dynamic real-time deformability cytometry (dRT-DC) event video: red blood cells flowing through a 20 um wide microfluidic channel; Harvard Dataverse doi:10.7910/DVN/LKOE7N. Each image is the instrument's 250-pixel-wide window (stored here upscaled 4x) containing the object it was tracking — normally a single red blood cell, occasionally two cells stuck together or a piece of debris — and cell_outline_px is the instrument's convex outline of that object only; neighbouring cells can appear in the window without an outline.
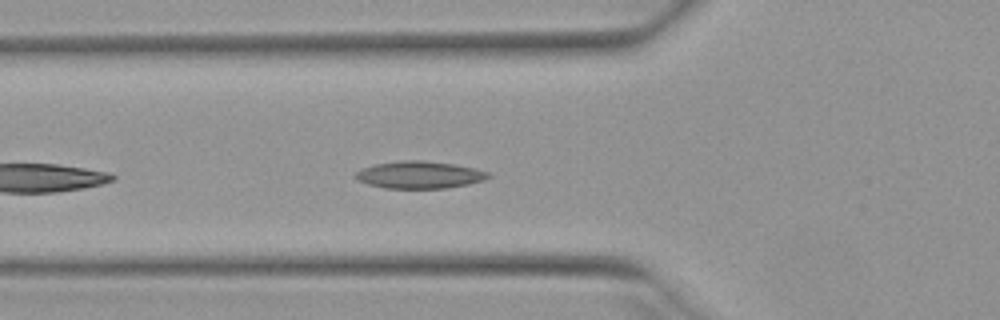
{"species": "Egyptian fruit bat (a non-hibernating species)", "species_latin": "Rousettus aegyptiacus", "temperature_condition": "warm", "stored_images_in_passage": 15, "camera_frame_rate_fps": 3000, "um_per_image_px": 0.085, "animal": {"sex": "female"}, "frame": {"image": 1, "passage_image": 5, "time_ms": 1.333, "image_size_px": [1000, 320], "cell_outline_px": [[492, 176], [484, 180], [468, 184], [444, 188], [384, 188], [368, 184], [356, 180], [352, 176], [360, 168], [376, 164], [400, 160], [424, 160], [452, 164], [476, 168], [488, 172]], "centroid_in_image_um": [35.62, 14.85], "position_along_channel_um": 90.2, "area_um2": 21.21}}
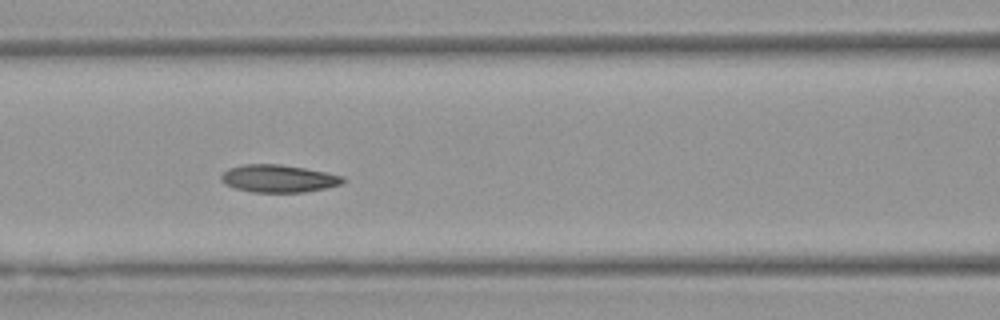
{"frame": {"image": 2, "passage_image": 9, "time_ms": 2.667, "image_size_px": [1000, 320], "cell_outline_px": [[348, 180], [340, 184], [324, 188], [304, 192], [252, 192], [236, 188], [224, 184], [220, 180], [220, 176], [228, 168], [244, 164], [280, 164], [304, 168], [344, 176]], "centroid_in_image_um": [23.65, 15.17], "position_along_channel_um": 142.9, "area_um2": 19.54}}